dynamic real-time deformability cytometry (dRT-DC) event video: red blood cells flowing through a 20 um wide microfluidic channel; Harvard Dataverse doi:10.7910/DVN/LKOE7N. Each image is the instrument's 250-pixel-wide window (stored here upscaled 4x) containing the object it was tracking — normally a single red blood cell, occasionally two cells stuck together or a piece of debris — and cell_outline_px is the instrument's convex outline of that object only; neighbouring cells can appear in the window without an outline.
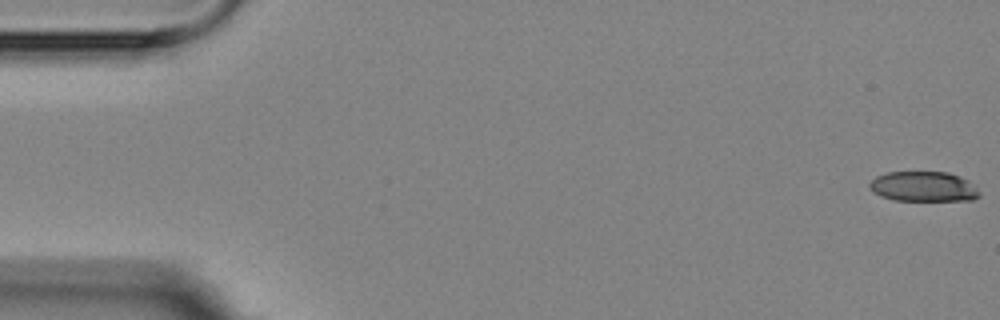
{"species": "Egyptian fruit bat (a non-hibernating species)", "species_latin": "Rousettus aegyptiacus", "temperature_condition": "room temperature", "stored_images_in_passage": 5, "camera_frame_rate_fps": 3000, "um_per_image_px": 0.085, "animal": {"sex": "female"}, "frame": {"image": 1, "passage_image": 1, "time_ms": 0.0, "image_size_px": [1000, 320], "cell_outline_px": [[980, 196], [972, 200], [892, 200], [880, 196], [872, 192], [868, 184], [876, 176], [888, 172], [948, 172], [960, 176], [968, 180], [980, 192]], "centroid_in_image_um": [78.48, 15.86], "position_along_channel_um": 6.5, "area_um2": 19.31}}